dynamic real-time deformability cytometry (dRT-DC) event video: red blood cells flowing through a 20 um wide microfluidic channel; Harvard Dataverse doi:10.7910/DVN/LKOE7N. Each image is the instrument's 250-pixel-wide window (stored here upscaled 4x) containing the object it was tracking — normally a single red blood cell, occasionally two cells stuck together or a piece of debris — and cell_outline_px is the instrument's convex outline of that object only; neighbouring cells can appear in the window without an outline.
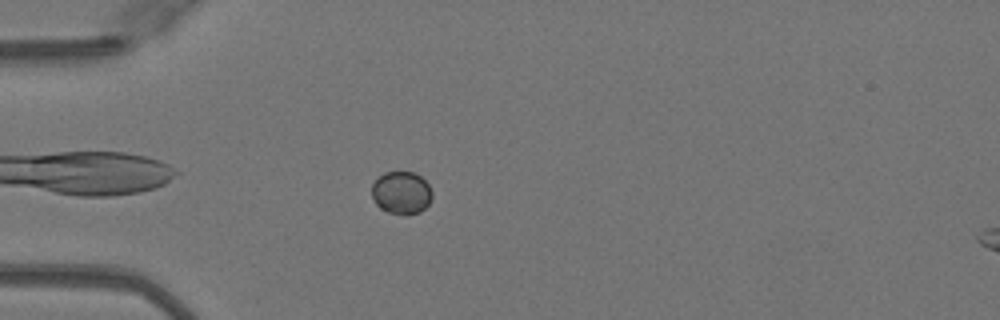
{"species": "Egyptian fruit bat (a non-hibernating species)", "species_latin": "Rousettus aegyptiacus", "temperature_condition": "warm", "stored_images_in_passage": 40, "camera_frame_rate_fps": 3000, "um_per_image_px": 0.085, "animal": {"sex": "female"}, "frame": {"image": 1, "passage_image": 4, "time_ms": 1.0, "image_size_px": [1000, 320], "cell_outline_px": [[432, 196], [428, 204], [420, 212], [404, 216], [388, 212], [380, 208], [376, 204], [372, 196], [372, 184], [384, 172], [412, 172], [420, 176], [428, 184], [432, 192]], "centroid_in_image_um": [34.11, 16.4], "position_along_channel_um": 50.9, "area_um2": 15.03}}
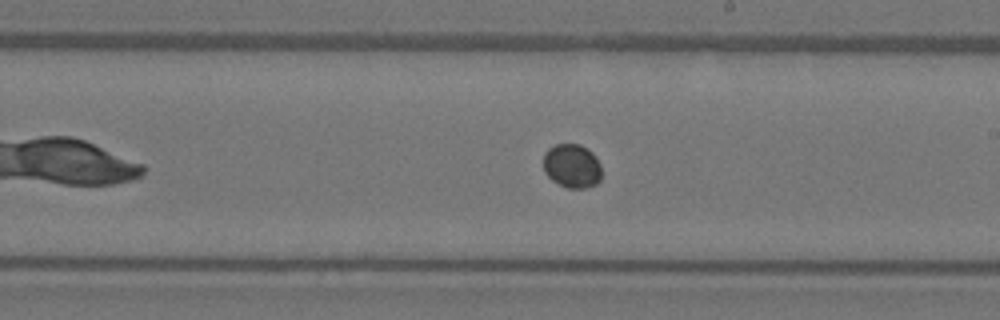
{"frame": {"image": 2, "passage_image": 19, "time_ms": 6.0, "image_size_px": [1000, 320], "cell_outline_px": [[600, 180], [596, 184], [588, 188], [568, 188], [552, 180], [544, 172], [544, 152], [548, 148], [556, 144], [580, 144], [588, 148], [596, 156], [600, 164]], "centroid_in_image_um": [48.62, 14.09], "position_along_channel_um": 240.4, "area_um2": 15.03}}
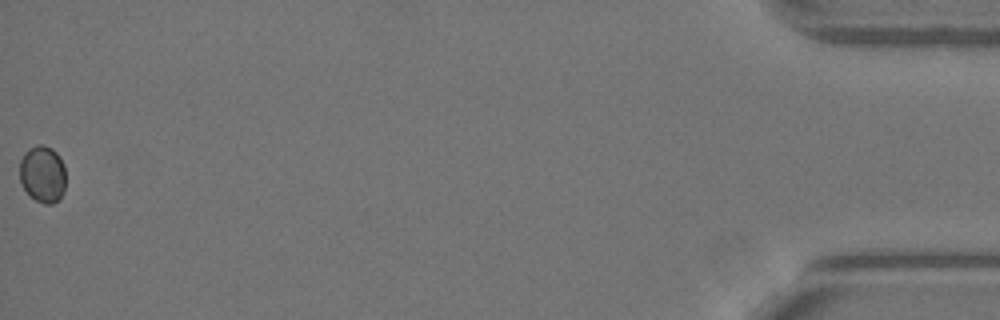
{"frame": {"image": 3, "passage_image": 40, "time_ms": 13.0, "image_size_px": [1000, 320], "cell_outline_px": [[64, 192], [52, 204], [44, 204], [36, 200], [24, 188], [20, 180], [20, 160], [24, 152], [28, 148], [40, 144], [44, 144], [52, 148], [60, 156], [64, 164]], "centroid_in_image_um": [3.62, 14.75], "position_along_channel_um": 431.6, "area_um2": 15.26}}